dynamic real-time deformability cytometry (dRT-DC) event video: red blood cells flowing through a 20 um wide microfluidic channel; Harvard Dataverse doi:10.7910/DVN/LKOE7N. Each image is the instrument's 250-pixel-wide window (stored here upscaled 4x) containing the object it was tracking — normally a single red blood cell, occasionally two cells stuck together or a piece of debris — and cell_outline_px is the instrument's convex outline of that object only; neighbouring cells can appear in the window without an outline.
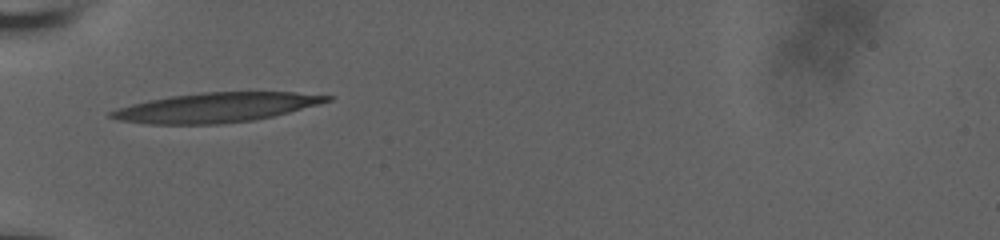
{"species": "human", "species_latin": "Homo sapiens", "temperature_condition": "room temperature", "stored_images_in_passage": 2, "camera_frame_rate_fps": 3000, "um_per_image_px": 0.085, "donor": {"sex": "male"}, "frame": {"image": 1, "passage_image": 1, "time_ms": 0.0, "image_size_px": [1000, 240], "cell_outline_px": [[336, 96], [332, 100], [320, 104], [272, 116], [252, 120], [220, 124], [148, 124], [120, 120], [108, 116], [108, 112], [132, 104], [148, 100], [172, 96], [204, 92], [296, 92]], "centroid_in_image_um": [18.4, 9.13], "position_along_channel_um": 66.6, "area_um2": 36.93}}
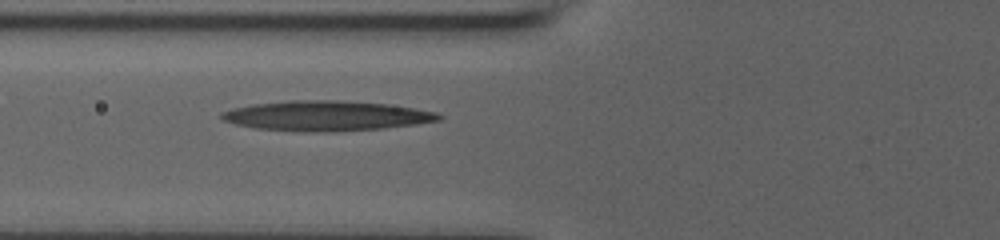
{"frame": {"image": 2, "passage_image": 2, "time_ms": 0.333, "image_size_px": [1000, 240], "cell_outline_px": [[444, 116], [440, 120], [416, 124], [384, 128], [324, 132], [320, 132], [256, 128], [236, 124], [224, 120], [220, 116], [220, 112], [232, 108], [252, 104], [288, 100], [340, 100], [388, 104], [436, 112]], "centroid_in_image_um": [27.73, 9.83], "position_along_channel_um": 98.1, "area_um2": 37.8}}